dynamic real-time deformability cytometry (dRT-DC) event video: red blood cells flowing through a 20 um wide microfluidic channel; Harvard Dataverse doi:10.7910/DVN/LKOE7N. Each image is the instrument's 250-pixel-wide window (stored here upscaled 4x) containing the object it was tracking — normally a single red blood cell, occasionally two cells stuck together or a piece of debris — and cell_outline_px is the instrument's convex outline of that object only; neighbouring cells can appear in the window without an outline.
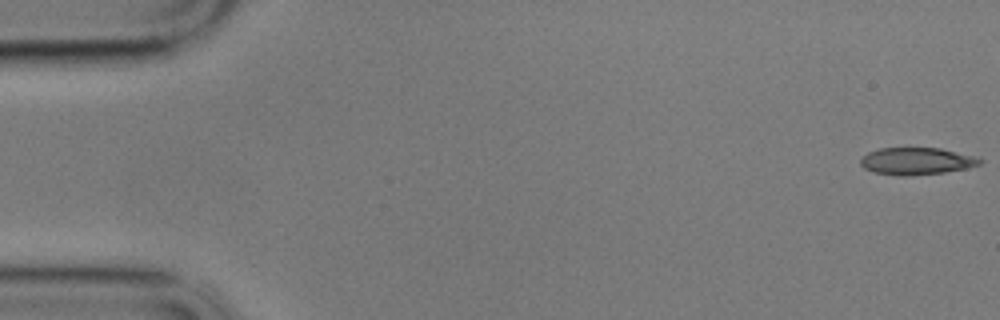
{"species": "common noctule bat (a hibernating species)", "species_latin": "Nyctalus noctula", "temperature_condition": "cold", "stored_images_in_passage": 8, "camera_frame_rate_fps": 3000, "um_per_image_px": 0.085, "animal": {"sex": "male", "body_mass_g": 17.9}, "frame": {"image": 1, "passage_image": 1, "time_ms": 0.0, "image_size_px": [1000, 320], "cell_outline_px": [[984, 160], [980, 164], [968, 168], [944, 172], [912, 176], [896, 176], [872, 172], [864, 168], [860, 164], [860, 160], [868, 152], [880, 148], [940, 148], [980, 156]], "centroid_in_image_um": [77.95, 13.7], "position_along_channel_um": 7.0, "area_um2": 19.25}}